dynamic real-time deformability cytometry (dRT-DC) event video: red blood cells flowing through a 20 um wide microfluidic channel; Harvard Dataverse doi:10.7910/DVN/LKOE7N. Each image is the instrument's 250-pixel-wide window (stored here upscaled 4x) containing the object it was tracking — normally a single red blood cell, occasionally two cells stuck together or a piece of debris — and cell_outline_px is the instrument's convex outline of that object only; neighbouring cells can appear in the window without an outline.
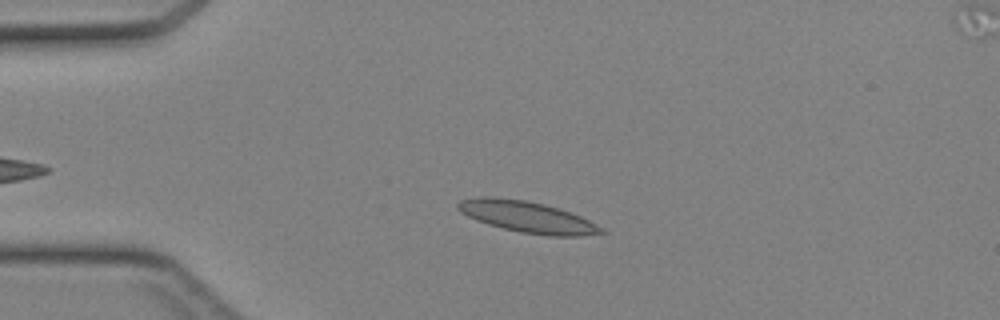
{"species": "Egyptian fruit bat (a non-hibernating species)", "species_latin": "Rousettus aegyptiacus", "temperature_condition": "cold", "stored_images_in_passage": 40, "camera_frame_rate_fps": 3000, "um_per_image_px": 0.085, "animal": {"sex": "female"}, "frame": {"image": 1, "passage_image": 10, "time_ms": 3.0, "image_size_px": [1000, 320], "cell_outline_px": [[608, 232], [580, 236], [548, 236], [520, 232], [488, 224], [476, 220], [460, 212], [456, 208], [456, 204], [460, 200], [476, 196], [492, 196], [524, 200], [544, 204], [580, 216], [604, 228]], "centroid_in_image_um": [44.78, 18.43], "position_along_channel_um": 40.2, "area_um2": 26.13}}
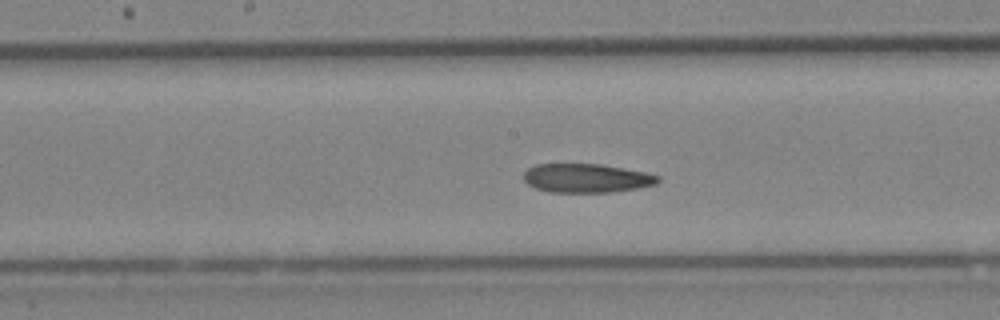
{"frame": {"image": 2, "passage_image": 23, "time_ms": 7.333, "image_size_px": [1000, 320], "cell_outline_px": [[660, 180], [656, 184], [636, 188], [612, 192], [548, 192], [536, 188], [528, 184], [524, 180], [524, 172], [528, 168], [536, 164], [600, 164], [644, 172], [660, 176]], "centroid_in_image_um": [49.83, 15.14], "position_along_channel_um": 198.4, "area_um2": 22.48}}
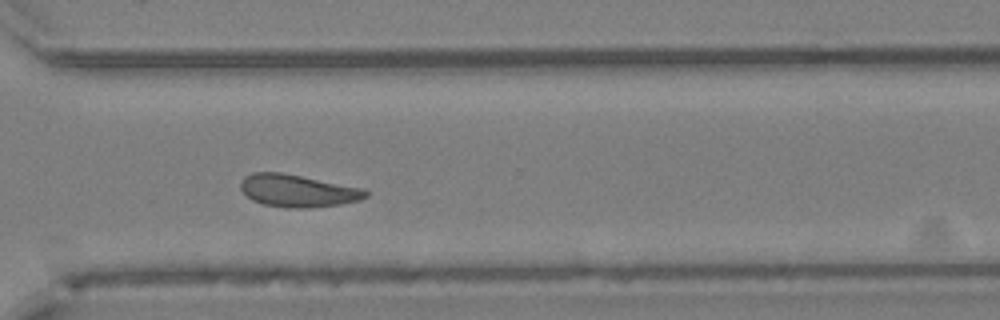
{"frame": {"image": 3, "passage_image": 33, "time_ms": 10.667, "image_size_px": [1000, 320], "cell_outline_px": [[368, 196], [360, 200], [340, 204], [308, 208], [288, 208], [264, 204], [252, 200], [240, 188], [240, 180], [244, 176], [252, 172], [280, 172], [364, 188], [368, 192]], "centroid_in_image_um": [25.3, 16.21], "position_along_channel_um": 345.3, "area_um2": 23.64}}